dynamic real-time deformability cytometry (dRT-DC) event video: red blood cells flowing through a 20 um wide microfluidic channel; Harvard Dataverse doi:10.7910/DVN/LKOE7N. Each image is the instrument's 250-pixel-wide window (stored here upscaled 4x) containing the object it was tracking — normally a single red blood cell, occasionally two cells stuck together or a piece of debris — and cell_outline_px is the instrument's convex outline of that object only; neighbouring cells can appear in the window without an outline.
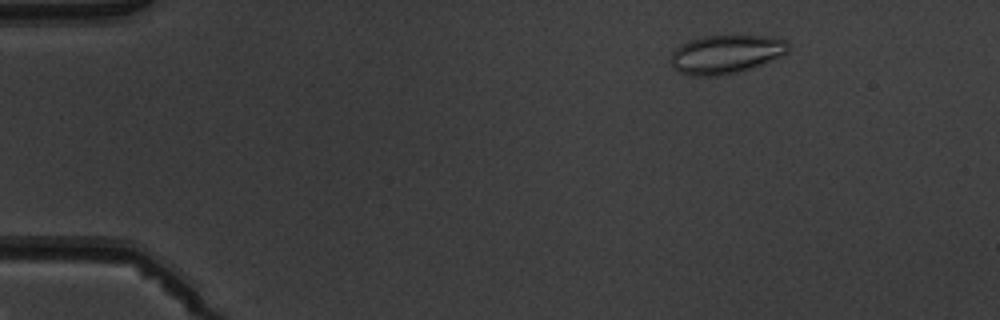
{"species": "common noctule bat (a hibernating species)", "species_latin": "Nyctalus noctula", "temperature_condition": "warm", "stored_images_in_passage": 3, "camera_frame_rate_fps": 3000, "um_per_image_px": 0.085, "animal": {"sex": "male", "body_mass_g": 19.5, "forearm_length_mm": 54.6}, "frame": {"image": 1, "passage_image": 1, "time_ms": 0.0, "image_size_px": [1000, 320], "cell_outline_px": [[792, 48], [788, 52], [780, 56], [760, 64], [736, 72], [716, 76], [688, 76], [672, 68], [668, 60], [672, 52], [680, 44], [688, 40], [704, 36], [772, 36], [788, 40]], "centroid_in_image_um": [61.67, 4.6], "position_along_channel_um": 23.3, "area_um2": 26.7}}